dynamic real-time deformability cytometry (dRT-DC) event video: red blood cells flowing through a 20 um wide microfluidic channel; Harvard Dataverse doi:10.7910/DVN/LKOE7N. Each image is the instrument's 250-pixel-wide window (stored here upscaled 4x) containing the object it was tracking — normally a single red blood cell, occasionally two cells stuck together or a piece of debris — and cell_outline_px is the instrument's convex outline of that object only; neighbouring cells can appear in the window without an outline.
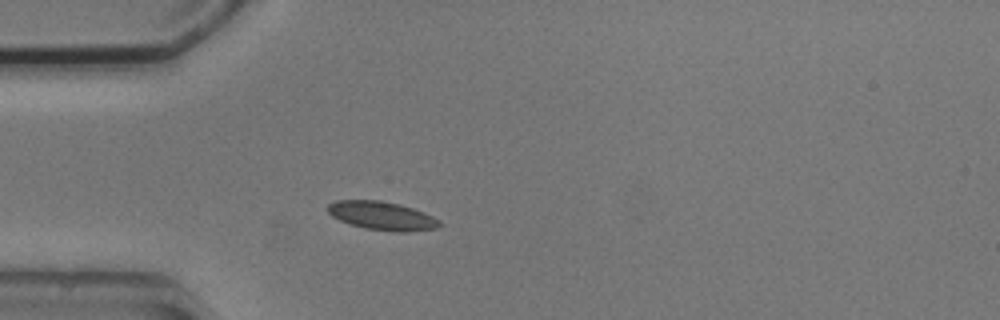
{"species": "common noctule bat (a hibernating species)", "species_latin": "Nyctalus noctula", "temperature_condition": "cold", "stored_images_in_passage": 2, "camera_frame_rate_fps": 3000, "um_per_image_px": 0.085, "animal": {"sex": "male", "body_mass_g": 20.5, "forearm_length_mm": 52.5}, "frame": {"image": 1, "passage_image": 2, "time_ms": 1.333, "image_size_px": [1000, 320], "cell_outline_px": [[444, 224], [440, 228], [408, 232], [396, 232], [364, 228], [340, 220], [332, 216], [328, 212], [328, 204], [336, 200], [380, 200], [400, 204], [424, 212], [440, 220]], "centroid_in_image_um": [32.53, 18.35], "position_along_channel_um": 52.5, "area_um2": 18.73}}